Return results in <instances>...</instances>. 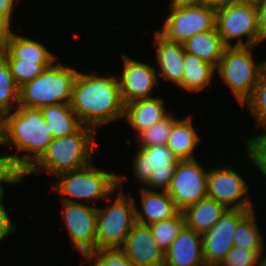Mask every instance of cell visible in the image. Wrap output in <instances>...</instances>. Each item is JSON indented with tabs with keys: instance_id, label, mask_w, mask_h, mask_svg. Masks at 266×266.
Listing matches in <instances>:
<instances>
[{
	"instance_id": "cell-1",
	"label": "cell",
	"mask_w": 266,
	"mask_h": 266,
	"mask_svg": "<svg viewBox=\"0 0 266 266\" xmlns=\"http://www.w3.org/2000/svg\"><path fill=\"white\" fill-rule=\"evenodd\" d=\"M70 107L82 125L95 131L110 122L124 119L125 105L117 75L102 76L78 71Z\"/></svg>"
},
{
	"instance_id": "cell-2",
	"label": "cell",
	"mask_w": 266,
	"mask_h": 266,
	"mask_svg": "<svg viewBox=\"0 0 266 266\" xmlns=\"http://www.w3.org/2000/svg\"><path fill=\"white\" fill-rule=\"evenodd\" d=\"M0 136L2 145L16 148L20 153L13 152L12 156L24 172L42 156L53 139L41 110L25 106H18L0 118Z\"/></svg>"
},
{
	"instance_id": "cell-3",
	"label": "cell",
	"mask_w": 266,
	"mask_h": 266,
	"mask_svg": "<svg viewBox=\"0 0 266 266\" xmlns=\"http://www.w3.org/2000/svg\"><path fill=\"white\" fill-rule=\"evenodd\" d=\"M96 131L81 125L74 133L53 138L42 156L25 172L28 175L43 171L57 177L59 174L80 170L93 161Z\"/></svg>"
},
{
	"instance_id": "cell-4",
	"label": "cell",
	"mask_w": 266,
	"mask_h": 266,
	"mask_svg": "<svg viewBox=\"0 0 266 266\" xmlns=\"http://www.w3.org/2000/svg\"><path fill=\"white\" fill-rule=\"evenodd\" d=\"M78 71L55 61L40 76L19 87L18 106L41 109L55 104H70Z\"/></svg>"
},
{
	"instance_id": "cell-5",
	"label": "cell",
	"mask_w": 266,
	"mask_h": 266,
	"mask_svg": "<svg viewBox=\"0 0 266 266\" xmlns=\"http://www.w3.org/2000/svg\"><path fill=\"white\" fill-rule=\"evenodd\" d=\"M56 178L58 182L55 181L52 188L55 193L62 195L60 200L63 202L91 200L95 206L97 200L105 201L118 188V176L95 167L93 162L80 170L59 174Z\"/></svg>"
},
{
	"instance_id": "cell-6",
	"label": "cell",
	"mask_w": 266,
	"mask_h": 266,
	"mask_svg": "<svg viewBox=\"0 0 266 266\" xmlns=\"http://www.w3.org/2000/svg\"><path fill=\"white\" fill-rule=\"evenodd\" d=\"M118 175L117 196L105 208L97 207L95 250L121 248L127 235L136 223L135 198L123 193L122 184L126 178ZM120 189V190H119Z\"/></svg>"
},
{
	"instance_id": "cell-7",
	"label": "cell",
	"mask_w": 266,
	"mask_h": 266,
	"mask_svg": "<svg viewBox=\"0 0 266 266\" xmlns=\"http://www.w3.org/2000/svg\"><path fill=\"white\" fill-rule=\"evenodd\" d=\"M253 46L226 47L216 68L240 106L250 98L266 61L256 63Z\"/></svg>"
},
{
	"instance_id": "cell-8",
	"label": "cell",
	"mask_w": 266,
	"mask_h": 266,
	"mask_svg": "<svg viewBox=\"0 0 266 266\" xmlns=\"http://www.w3.org/2000/svg\"><path fill=\"white\" fill-rule=\"evenodd\" d=\"M215 28L227 47L259 45L257 10L254 2L235 1L216 10ZM231 40H235V44L230 43Z\"/></svg>"
},
{
	"instance_id": "cell-9",
	"label": "cell",
	"mask_w": 266,
	"mask_h": 266,
	"mask_svg": "<svg viewBox=\"0 0 266 266\" xmlns=\"http://www.w3.org/2000/svg\"><path fill=\"white\" fill-rule=\"evenodd\" d=\"M178 161L167 145L139 147L132 162L134 178L144 189L167 192Z\"/></svg>"
},
{
	"instance_id": "cell-10",
	"label": "cell",
	"mask_w": 266,
	"mask_h": 266,
	"mask_svg": "<svg viewBox=\"0 0 266 266\" xmlns=\"http://www.w3.org/2000/svg\"><path fill=\"white\" fill-rule=\"evenodd\" d=\"M230 166L223 165L208 169V197L223 204L227 209L253 210L252 200L247 195L250 187L245 179Z\"/></svg>"
},
{
	"instance_id": "cell-11",
	"label": "cell",
	"mask_w": 266,
	"mask_h": 266,
	"mask_svg": "<svg viewBox=\"0 0 266 266\" xmlns=\"http://www.w3.org/2000/svg\"><path fill=\"white\" fill-rule=\"evenodd\" d=\"M197 159L178 161L168 195L180 212L208 196L207 174Z\"/></svg>"
},
{
	"instance_id": "cell-12",
	"label": "cell",
	"mask_w": 266,
	"mask_h": 266,
	"mask_svg": "<svg viewBox=\"0 0 266 266\" xmlns=\"http://www.w3.org/2000/svg\"><path fill=\"white\" fill-rule=\"evenodd\" d=\"M168 11L162 30H156L168 41L184 43L195 34L215 28L216 11L203 5Z\"/></svg>"
},
{
	"instance_id": "cell-13",
	"label": "cell",
	"mask_w": 266,
	"mask_h": 266,
	"mask_svg": "<svg viewBox=\"0 0 266 266\" xmlns=\"http://www.w3.org/2000/svg\"><path fill=\"white\" fill-rule=\"evenodd\" d=\"M61 221L67 228L70 242L82 255L95 250L97 207L88 203L61 201Z\"/></svg>"
},
{
	"instance_id": "cell-14",
	"label": "cell",
	"mask_w": 266,
	"mask_h": 266,
	"mask_svg": "<svg viewBox=\"0 0 266 266\" xmlns=\"http://www.w3.org/2000/svg\"><path fill=\"white\" fill-rule=\"evenodd\" d=\"M250 210L227 209L221 218L202 235L206 266H220L233 247L237 223Z\"/></svg>"
},
{
	"instance_id": "cell-15",
	"label": "cell",
	"mask_w": 266,
	"mask_h": 266,
	"mask_svg": "<svg viewBox=\"0 0 266 266\" xmlns=\"http://www.w3.org/2000/svg\"><path fill=\"white\" fill-rule=\"evenodd\" d=\"M123 61L119 80L122 101L128 104L138 99L153 97L154 89L160 85L156 68L141 61L134 60L126 54H121Z\"/></svg>"
},
{
	"instance_id": "cell-16",
	"label": "cell",
	"mask_w": 266,
	"mask_h": 266,
	"mask_svg": "<svg viewBox=\"0 0 266 266\" xmlns=\"http://www.w3.org/2000/svg\"><path fill=\"white\" fill-rule=\"evenodd\" d=\"M135 266H163L165 252L154 240L148 225L135 223L120 248Z\"/></svg>"
},
{
	"instance_id": "cell-17",
	"label": "cell",
	"mask_w": 266,
	"mask_h": 266,
	"mask_svg": "<svg viewBox=\"0 0 266 266\" xmlns=\"http://www.w3.org/2000/svg\"><path fill=\"white\" fill-rule=\"evenodd\" d=\"M0 55L4 59H20L37 64H53V55L40 41L14 33L12 30L0 35Z\"/></svg>"
},
{
	"instance_id": "cell-18",
	"label": "cell",
	"mask_w": 266,
	"mask_h": 266,
	"mask_svg": "<svg viewBox=\"0 0 266 266\" xmlns=\"http://www.w3.org/2000/svg\"><path fill=\"white\" fill-rule=\"evenodd\" d=\"M163 266H206L202 235L184 225L165 252Z\"/></svg>"
},
{
	"instance_id": "cell-19",
	"label": "cell",
	"mask_w": 266,
	"mask_h": 266,
	"mask_svg": "<svg viewBox=\"0 0 266 266\" xmlns=\"http://www.w3.org/2000/svg\"><path fill=\"white\" fill-rule=\"evenodd\" d=\"M154 33L156 47V60L159 76L171 81L182 88L184 76V56L185 49L183 43L171 42L162 37L157 31Z\"/></svg>"
},
{
	"instance_id": "cell-20",
	"label": "cell",
	"mask_w": 266,
	"mask_h": 266,
	"mask_svg": "<svg viewBox=\"0 0 266 266\" xmlns=\"http://www.w3.org/2000/svg\"><path fill=\"white\" fill-rule=\"evenodd\" d=\"M140 200V208L135 204V219L138 224L150 225L173 218L180 212L166 191H151L140 187Z\"/></svg>"
},
{
	"instance_id": "cell-21",
	"label": "cell",
	"mask_w": 266,
	"mask_h": 266,
	"mask_svg": "<svg viewBox=\"0 0 266 266\" xmlns=\"http://www.w3.org/2000/svg\"><path fill=\"white\" fill-rule=\"evenodd\" d=\"M169 114L165 109L164 99L145 98L125 104L124 121L128 122L136 133L150 128Z\"/></svg>"
},
{
	"instance_id": "cell-22",
	"label": "cell",
	"mask_w": 266,
	"mask_h": 266,
	"mask_svg": "<svg viewBox=\"0 0 266 266\" xmlns=\"http://www.w3.org/2000/svg\"><path fill=\"white\" fill-rule=\"evenodd\" d=\"M191 118V115L183 119L178 118L174 122L166 143L179 161L196 159L193 153L201 138L195 130Z\"/></svg>"
},
{
	"instance_id": "cell-23",
	"label": "cell",
	"mask_w": 266,
	"mask_h": 266,
	"mask_svg": "<svg viewBox=\"0 0 266 266\" xmlns=\"http://www.w3.org/2000/svg\"><path fill=\"white\" fill-rule=\"evenodd\" d=\"M227 208L216 200L206 197L182 211L185 225L197 233H206L224 214Z\"/></svg>"
},
{
	"instance_id": "cell-24",
	"label": "cell",
	"mask_w": 266,
	"mask_h": 266,
	"mask_svg": "<svg viewBox=\"0 0 266 266\" xmlns=\"http://www.w3.org/2000/svg\"><path fill=\"white\" fill-rule=\"evenodd\" d=\"M185 52L193 54L206 63L217 68L219 61L227 47L216 28L204 33L195 34L184 43Z\"/></svg>"
},
{
	"instance_id": "cell-25",
	"label": "cell",
	"mask_w": 266,
	"mask_h": 266,
	"mask_svg": "<svg viewBox=\"0 0 266 266\" xmlns=\"http://www.w3.org/2000/svg\"><path fill=\"white\" fill-rule=\"evenodd\" d=\"M182 88L188 92H200L207 88L216 74V68L197 56L185 52Z\"/></svg>"
},
{
	"instance_id": "cell-26",
	"label": "cell",
	"mask_w": 266,
	"mask_h": 266,
	"mask_svg": "<svg viewBox=\"0 0 266 266\" xmlns=\"http://www.w3.org/2000/svg\"><path fill=\"white\" fill-rule=\"evenodd\" d=\"M40 110L43 119L49 125L53 138L70 135L82 125L70 104H55Z\"/></svg>"
},
{
	"instance_id": "cell-27",
	"label": "cell",
	"mask_w": 266,
	"mask_h": 266,
	"mask_svg": "<svg viewBox=\"0 0 266 266\" xmlns=\"http://www.w3.org/2000/svg\"><path fill=\"white\" fill-rule=\"evenodd\" d=\"M255 210H250L236 226L233 234V246L242 247L245 250L257 251L260 254L266 249L264 247L263 234L260 233L255 216Z\"/></svg>"
},
{
	"instance_id": "cell-28",
	"label": "cell",
	"mask_w": 266,
	"mask_h": 266,
	"mask_svg": "<svg viewBox=\"0 0 266 266\" xmlns=\"http://www.w3.org/2000/svg\"><path fill=\"white\" fill-rule=\"evenodd\" d=\"M19 86L14 81L7 61L0 55V118L18 107Z\"/></svg>"
},
{
	"instance_id": "cell-29",
	"label": "cell",
	"mask_w": 266,
	"mask_h": 266,
	"mask_svg": "<svg viewBox=\"0 0 266 266\" xmlns=\"http://www.w3.org/2000/svg\"><path fill=\"white\" fill-rule=\"evenodd\" d=\"M184 225V215L182 212H179L173 218L154 222L148 226L158 247L166 252Z\"/></svg>"
},
{
	"instance_id": "cell-30",
	"label": "cell",
	"mask_w": 266,
	"mask_h": 266,
	"mask_svg": "<svg viewBox=\"0 0 266 266\" xmlns=\"http://www.w3.org/2000/svg\"><path fill=\"white\" fill-rule=\"evenodd\" d=\"M177 119L175 115L169 113L164 119L137 134L139 147L166 145L174 122Z\"/></svg>"
},
{
	"instance_id": "cell-31",
	"label": "cell",
	"mask_w": 266,
	"mask_h": 266,
	"mask_svg": "<svg viewBox=\"0 0 266 266\" xmlns=\"http://www.w3.org/2000/svg\"><path fill=\"white\" fill-rule=\"evenodd\" d=\"M9 65L10 72L16 84L21 85L34 80L52 64H37L20 59H5Z\"/></svg>"
},
{
	"instance_id": "cell-32",
	"label": "cell",
	"mask_w": 266,
	"mask_h": 266,
	"mask_svg": "<svg viewBox=\"0 0 266 266\" xmlns=\"http://www.w3.org/2000/svg\"><path fill=\"white\" fill-rule=\"evenodd\" d=\"M83 256L90 266H135L120 248L94 250Z\"/></svg>"
},
{
	"instance_id": "cell-33",
	"label": "cell",
	"mask_w": 266,
	"mask_h": 266,
	"mask_svg": "<svg viewBox=\"0 0 266 266\" xmlns=\"http://www.w3.org/2000/svg\"><path fill=\"white\" fill-rule=\"evenodd\" d=\"M257 124L266 115V66L260 73L258 82L250 98L243 104Z\"/></svg>"
},
{
	"instance_id": "cell-34",
	"label": "cell",
	"mask_w": 266,
	"mask_h": 266,
	"mask_svg": "<svg viewBox=\"0 0 266 266\" xmlns=\"http://www.w3.org/2000/svg\"><path fill=\"white\" fill-rule=\"evenodd\" d=\"M246 145L247 156L245 158L247 162H252L266 177V130L260 135L248 137L243 139Z\"/></svg>"
},
{
	"instance_id": "cell-35",
	"label": "cell",
	"mask_w": 266,
	"mask_h": 266,
	"mask_svg": "<svg viewBox=\"0 0 266 266\" xmlns=\"http://www.w3.org/2000/svg\"><path fill=\"white\" fill-rule=\"evenodd\" d=\"M25 178V172L18 166L14 157L8 155H0V193L4 194V183L10 185H18Z\"/></svg>"
},
{
	"instance_id": "cell-36",
	"label": "cell",
	"mask_w": 266,
	"mask_h": 266,
	"mask_svg": "<svg viewBox=\"0 0 266 266\" xmlns=\"http://www.w3.org/2000/svg\"><path fill=\"white\" fill-rule=\"evenodd\" d=\"M260 253L233 246L220 266H256Z\"/></svg>"
},
{
	"instance_id": "cell-37",
	"label": "cell",
	"mask_w": 266,
	"mask_h": 266,
	"mask_svg": "<svg viewBox=\"0 0 266 266\" xmlns=\"http://www.w3.org/2000/svg\"><path fill=\"white\" fill-rule=\"evenodd\" d=\"M19 0H0V35L10 32L13 11ZM17 2V3H16Z\"/></svg>"
},
{
	"instance_id": "cell-38",
	"label": "cell",
	"mask_w": 266,
	"mask_h": 266,
	"mask_svg": "<svg viewBox=\"0 0 266 266\" xmlns=\"http://www.w3.org/2000/svg\"><path fill=\"white\" fill-rule=\"evenodd\" d=\"M257 10L259 44L266 40V0L255 2Z\"/></svg>"
},
{
	"instance_id": "cell-39",
	"label": "cell",
	"mask_w": 266,
	"mask_h": 266,
	"mask_svg": "<svg viewBox=\"0 0 266 266\" xmlns=\"http://www.w3.org/2000/svg\"><path fill=\"white\" fill-rule=\"evenodd\" d=\"M16 227L11 223L9 214L6 211L4 204L0 207V242L5 240L11 233H15Z\"/></svg>"
},
{
	"instance_id": "cell-40",
	"label": "cell",
	"mask_w": 266,
	"mask_h": 266,
	"mask_svg": "<svg viewBox=\"0 0 266 266\" xmlns=\"http://www.w3.org/2000/svg\"><path fill=\"white\" fill-rule=\"evenodd\" d=\"M168 9H181L202 5V0H170Z\"/></svg>"
},
{
	"instance_id": "cell-41",
	"label": "cell",
	"mask_w": 266,
	"mask_h": 266,
	"mask_svg": "<svg viewBox=\"0 0 266 266\" xmlns=\"http://www.w3.org/2000/svg\"><path fill=\"white\" fill-rule=\"evenodd\" d=\"M235 1L237 0H202V5L216 11Z\"/></svg>"
},
{
	"instance_id": "cell-42",
	"label": "cell",
	"mask_w": 266,
	"mask_h": 266,
	"mask_svg": "<svg viewBox=\"0 0 266 266\" xmlns=\"http://www.w3.org/2000/svg\"><path fill=\"white\" fill-rule=\"evenodd\" d=\"M256 266H266V251H264L263 253L260 254Z\"/></svg>"
},
{
	"instance_id": "cell-43",
	"label": "cell",
	"mask_w": 266,
	"mask_h": 266,
	"mask_svg": "<svg viewBox=\"0 0 266 266\" xmlns=\"http://www.w3.org/2000/svg\"><path fill=\"white\" fill-rule=\"evenodd\" d=\"M258 128H264L266 130V115L256 124Z\"/></svg>"
},
{
	"instance_id": "cell-44",
	"label": "cell",
	"mask_w": 266,
	"mask_h": 266,
	"mask_svg": "<svg viewBox=\"0 0 266 266\" xmlns=\"http://www.w3.org/2000/svg\"><path fill=\"white\" fill-rule=\"evenodd\" d=\"M4 196L0 193V207L4 204Z\"/></svg>"
},
{
	"instance_id": "cell-45",
	"label": "cell",
	"mask_w": 266,
	"mask_h": 266,
	"mask_svg": "<svg viewBox=\"0 0 266 266\" xmlns=\"http://www.w3.org/2000/svg\"><path fill=\"white\" fill-rule=\"evenodd\" d=\"M237 1H246V2H257V1H259V0H237Z\"/></svg>"
}]
</instances>
